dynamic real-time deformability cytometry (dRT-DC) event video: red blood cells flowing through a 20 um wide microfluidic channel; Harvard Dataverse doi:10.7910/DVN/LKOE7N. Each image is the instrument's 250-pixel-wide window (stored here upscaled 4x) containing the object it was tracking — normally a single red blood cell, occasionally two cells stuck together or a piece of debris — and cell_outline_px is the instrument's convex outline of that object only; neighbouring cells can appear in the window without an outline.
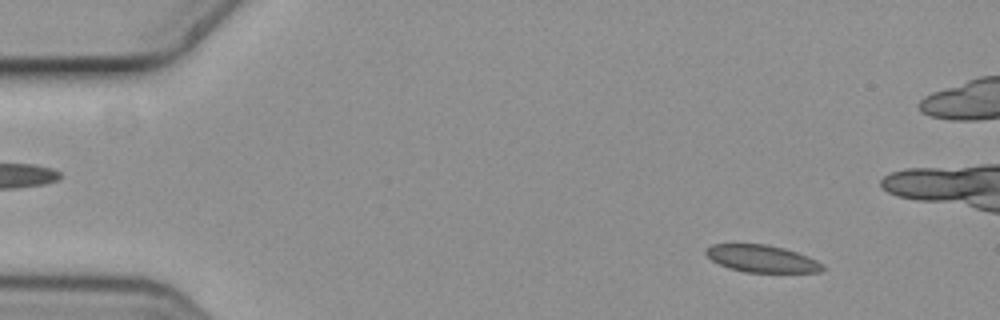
{"species": "common noctule bat (a hibernating species)", "species_latin": "Nyctalus noctula", "temperature_condition": "cold", "stored_images_in_passage": 6, "camera_frame_rate_fps": 3000, "um_per_image_px": 0.085, "animal": {"sex": "female", "body_mass_g": 19.3, "forearm_length_mm": 54.1}, "frame": {"image": 1, "passage_image": 2, "time_ms": 0.333, "image_size_px": [1000, 320], "cell_outline_px": [[824, 268], [820, 272], [744, 272], [728, 268], [712, 260], [704, 252], [704, 248], [712, 244], [764, 244], [784, 248], [808, 256], [824, 264]], "centroid_in_image_um": [64.74, 21.98], "position_along_channel_um": 20.3, "area_um2": 18.5}}